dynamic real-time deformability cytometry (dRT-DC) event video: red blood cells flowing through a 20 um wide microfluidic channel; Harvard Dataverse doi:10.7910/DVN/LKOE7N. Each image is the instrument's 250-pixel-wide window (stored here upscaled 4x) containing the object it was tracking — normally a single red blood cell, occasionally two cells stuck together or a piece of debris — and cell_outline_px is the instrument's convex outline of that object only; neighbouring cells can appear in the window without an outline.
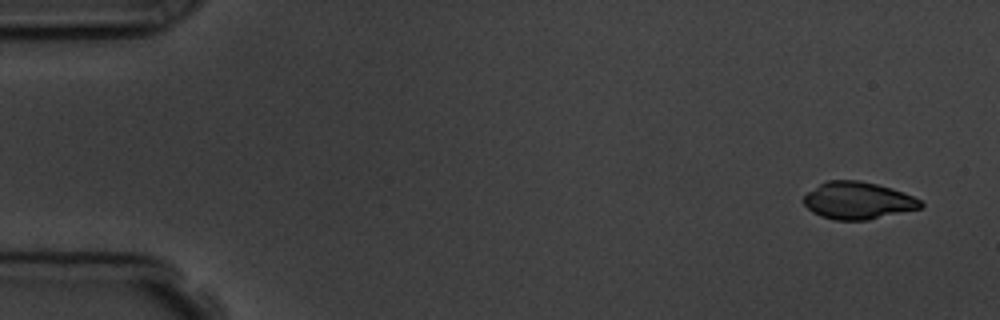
{"species": "common noctule bat (a hibernating species)", "species_latin": "Nyctalus noctula", "temperature_condition": "room temperature", "stored_images_in_passage": 4, "camera_frame_rate_fps": 3000, "um_per_image_px": 0.085, "animal": {"sex": "male", "body_mass_g": 19.5, "forearm_length_mm": 54.6}, "frame": {"image": 1, "passage_image": 1, "time_ms": 0.0, "image_size_px": [1000, 320], "cell_outline_px": [[924, 204], [920, 208], [868, 220], [832, 220], [820, 216], [812, 212], [804, 204], [804, 196], [808, 192], [820, 184], [828, 180], [860, 180], [892, 188], [904, 192], [920, 200]], "centroid_in_image_um": [72.91, 17.05], "position_along_channel_um": 12.1, "area_um2": 25.32}}